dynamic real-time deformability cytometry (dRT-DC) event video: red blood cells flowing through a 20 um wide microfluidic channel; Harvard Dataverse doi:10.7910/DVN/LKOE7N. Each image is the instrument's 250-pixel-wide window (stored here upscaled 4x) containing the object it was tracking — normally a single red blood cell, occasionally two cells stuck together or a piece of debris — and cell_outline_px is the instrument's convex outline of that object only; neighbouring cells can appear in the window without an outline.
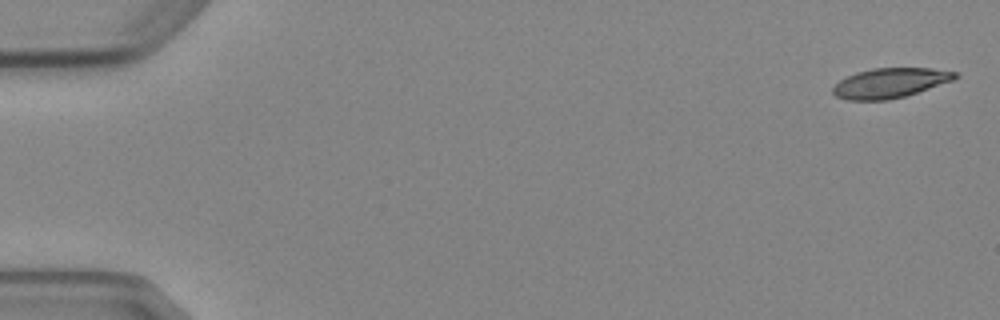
{"species": "Egyptian fruit bat (a non-hibernating species)", "species_latin": "Rousettus aegyptiacus", "temperature_condition": "cold", "stored_images_in_passage": 4, "camera_frame_rate_fps": 3000, "um_per_image_px": 0.085, "animal": {"sex": "female"}, "frame": {"image": 1, "passage_image": 1, "time_ms": 0.0, "image_size_px": [1000, 320], "cell_outline_px": [[960, 76], [952, 80], [904, 96], [888, 100], [848, 100], [836, 96], [832, 92], [832, 88], [840, 80], [856, 72], [872, 68], [932, 68], [960, 72]], "centroid_in_image_um": [75.66, 7.04], "position_along_channel_um": 9.3, "area_um2": 21.1}}